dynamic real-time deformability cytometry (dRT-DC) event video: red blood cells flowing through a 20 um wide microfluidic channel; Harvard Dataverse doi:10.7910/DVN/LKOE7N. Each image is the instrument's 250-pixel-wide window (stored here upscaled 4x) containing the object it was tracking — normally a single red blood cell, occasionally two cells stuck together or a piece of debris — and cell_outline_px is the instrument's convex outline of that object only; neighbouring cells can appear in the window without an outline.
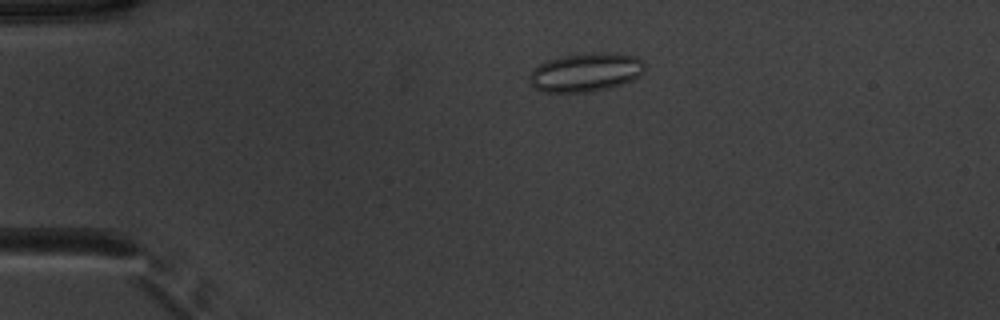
{"species": "common noctule bat (a hibernating species)", "species_latin": "Nyctalus noctula", "temperature_condition": "warm", "stored_images_in_passage": 52, "camera_frame_rate_fps": 3000, "um_per_image_px": 0.085, "animal": {"sex": "male", "body_mass_g": 20.1, "forearm_length_mm": 53.5}, "frame": {"image": 1, "passage_image": 12, "time_ms": 3.667, "image_size_px": [1000, 320], "cell_outline_px": [[644, 72], [640, 76], [632, 80], [608, 88], [588, 92], [544, 92], [536, 88], [532, 84], [532, 72], [540, 64], [548, 60], [560, 56], [600, 52], [616, 52], [636, 56], [644, 64]], "centroid_in_image_um": [49.85, 6.13], "position_along_channel_um": 35.1, "area_um2": 25.72}}
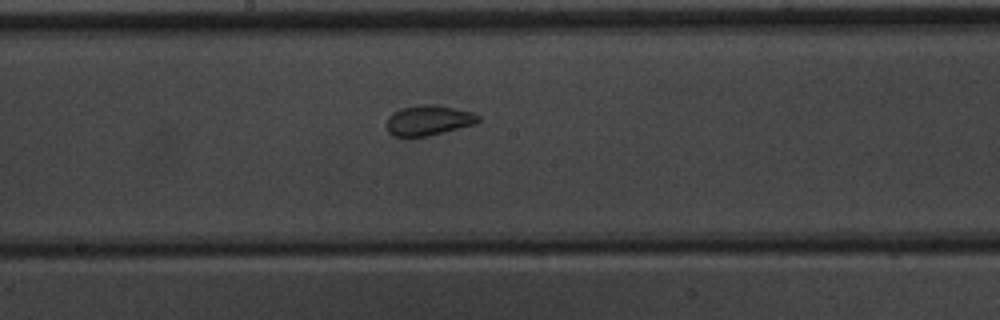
{"frame": {"image": 2, "passage_image": 29, "time_ms": 9.333, "image_size_px": [1000, 320], "cell_outline_px": [[480, 120], [476, 124], [428, 136], [392, 136], [388, 132], [388, 116], [392, 112], [400, 108], [420, 104], [436, 104], [472, 112], [480, 116]], "centroid_in_image_um": [36.43, 10.21], "position_along_channel_um": 211.8, "area_um2": 16.18}}
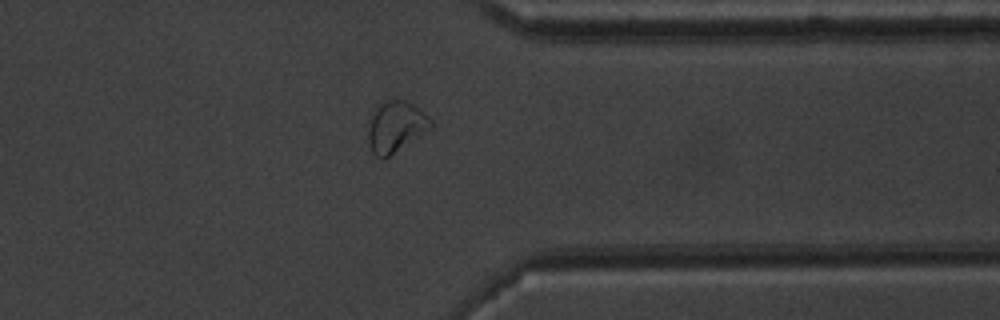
{"frame": {"image": 3, "passage_image": 42, "time_ms": 13.667, "image_size_px": [1000, 320], "cell_outline_px": [[432, 124], [428, 128], [384, 160], [376, 156], [372, 152], [368, 144], [368, 120], [372, 108], [388, 100], [404, 100], [412, 104], [428, 116], [432, 120]], "centroid_in_image_um": [33.54, 10.76], "position_along_channel_um": 377.9, "area_um2": 18.38}, "authors_computed_cell_mechanics": {"area_um2": 19.7098, "velocity_mm_per_s": 3.9145, "shape_relaxation_time_tau1_ms": 5.3665, "shape_relaxation_time_tau2_ms": 0.8532, "deformation_change_tau1": 0.0975, "deformation_change_tau2": 0.0592}}